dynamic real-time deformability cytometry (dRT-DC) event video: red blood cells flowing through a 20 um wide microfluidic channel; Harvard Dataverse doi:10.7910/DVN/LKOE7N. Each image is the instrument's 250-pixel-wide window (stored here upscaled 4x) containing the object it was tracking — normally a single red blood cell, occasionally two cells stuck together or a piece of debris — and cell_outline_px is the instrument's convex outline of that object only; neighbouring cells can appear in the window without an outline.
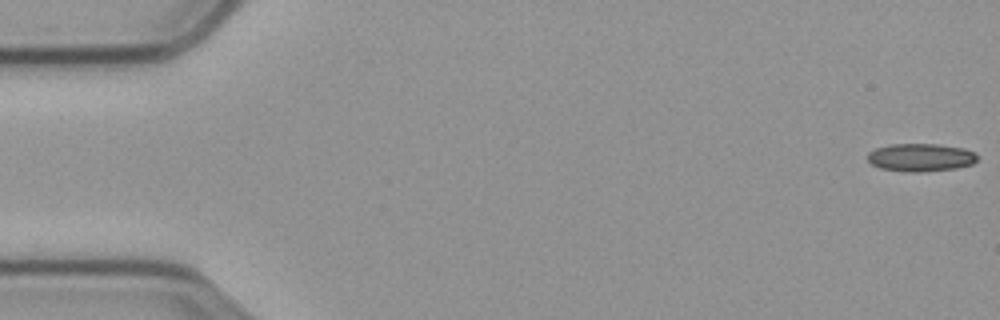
{"species": "common noctule bat (a hibernating species)", "species_latin": "Nyctalus noctula", "temperature_condition": "cold", "stored_images_in_passage": 9, "camera_frame_rate_fps": 3000, "um_per_image_px": 0.085, "animal": {"sex": "male", "body_mass_g": 23.1, "forearm_length_mm": 52.7}, "frame": {"image": 1, "passage_image": 1, "time_ms": 0.0, "image_size_px": [1000, 320], "cell_outline_px": [[976, 160], [972, 164], [956, 168], [920, 172], [904, 172], [880, 168], [872, 164], [868, 160], [868, 152], [876, 148], [892, 144], [936, 144], [964, 148], [972, 152], [976, 156]], "centroid_in_image_um": [78.22, 13.39], "position_along_channel_um": 6.8, "area_um2": 17.74}}